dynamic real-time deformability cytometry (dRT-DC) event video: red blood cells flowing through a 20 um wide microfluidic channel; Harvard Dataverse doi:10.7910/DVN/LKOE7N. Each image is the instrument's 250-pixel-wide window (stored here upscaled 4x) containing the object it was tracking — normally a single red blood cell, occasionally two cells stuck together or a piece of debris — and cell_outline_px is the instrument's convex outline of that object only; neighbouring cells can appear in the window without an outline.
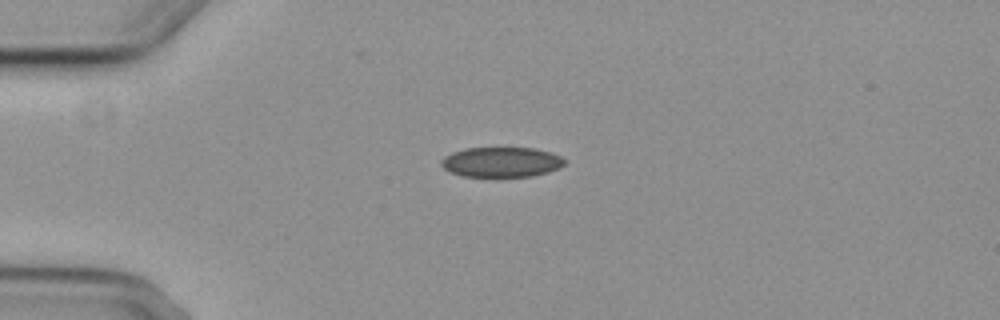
{"species": "common noctule bat (a hibernating species)", "species_latin": "Nyctalus noctula", "temperature_condition": "cold", "stored_images_in_passage": 6, "camera_frame_rate_fps": 3000, "um_per_image_px": 0.085, "animal": {"sex": "female", "body_mass_g": 29.2, "forearm_length_mm": 56.3}, "frame": {"image": 1, "passage_image": 3, "time_ms": 3.333, "image_size_px": [1000, 320], "cell_outline_px": [[564, 164], [560, 168], [548, 172], [532, 176], [500, 180], [460, 176], [448, 172], [440, 164], [440, 160], [444, 156], [452, 152], [464, 148], [532, 148], [548, 152], [560, 156], [564, 160]], "centroid_in_image_um": [42.55, 13.84], "position_along_channel_um": 42.5, "area_um2": 22.6}}
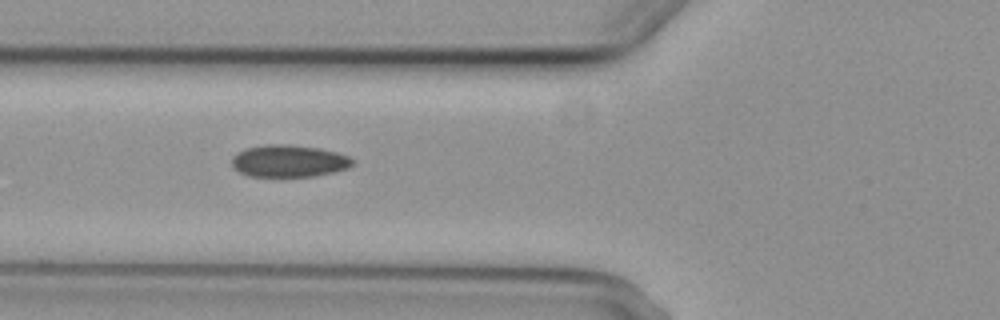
{"frame": {"image": 2, "passage_image": 5, "time_ms": 5.667, "image_size_px": [1000, 320], "cell_outline_px": [[352, 164], [348, 168], [336, 172], [316, 176], [248, 176], [232, 168], [232, 156], [248, 148], [268, 144], [288, 144], [320, 148], [336, 152], [348, 156], [352, 160]], "centroid_in_image_um": [24.56, 13.69], "position_along_channel_um": 101.2, "area_um2": 22.54}}
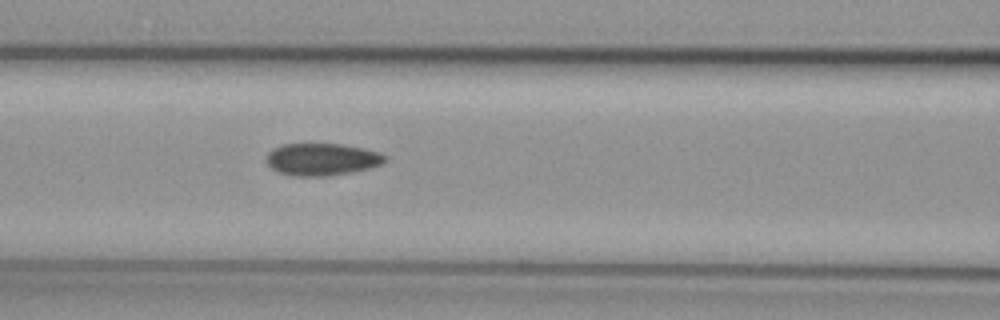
{"frame": {"image": 3, "passage_image": 6, "time_ms": 6.667, "image_size_px": [1000, 320], "cell_outline_px": [[384, 160], [380, 164], [368, 168], [352, 172], [328, 176], [292, 176], [280, 172], [272, 168], [268, 164], [268, 152], [272, 148], [284, 144], [340, 144], [364, 148], [380, 152], [384, 156]], "centroid_in_image_um": [27.34, 13.54], "position_along_channel_um": 139.3, "area_um2": 22.02}}